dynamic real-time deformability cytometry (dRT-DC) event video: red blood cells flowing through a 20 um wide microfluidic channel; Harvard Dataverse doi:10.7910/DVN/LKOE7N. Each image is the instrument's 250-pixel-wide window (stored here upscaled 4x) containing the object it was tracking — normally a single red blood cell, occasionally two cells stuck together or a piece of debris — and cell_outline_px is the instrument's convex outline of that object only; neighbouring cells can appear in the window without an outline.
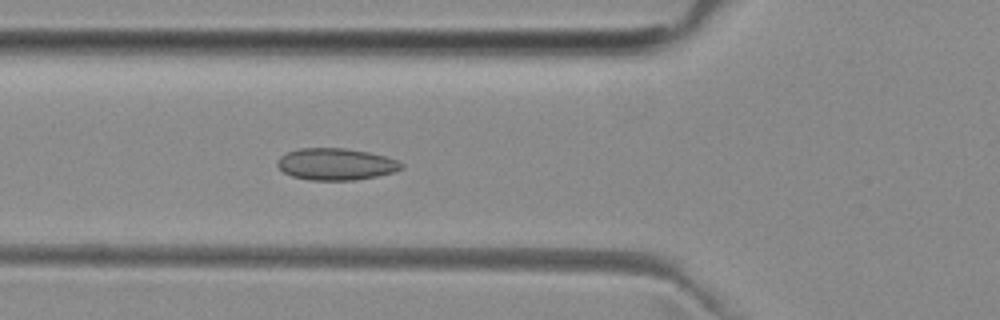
{"species": "common noctule bat (a hibernating species)", "species_latin": "Nyctalus noctula", "temperature_condition": "room temperature", "stored_images_in_passage": 52, "camera_frame_rate_fps": 3000, "um_per_image_px": 0.085, "animal": {"sex": "female", "body_mass_g": 29.2, "forearm_length_mm": 56.3}, "frame": {"image": 1, "passage_image": 18, "time_ms": 5.667, "image_size_px": [1000, 320], "cell_outline_px": [[404, 168], [392, 172], [376, 176], [356, 180], [308, 180], [292, 176], [284, 172], [276, 164], [276, 160], [280, 156], [296, 148], [344, 148], [368, 152], [384, 156], [396, 160], [404, 164]], "centroid_in_image_um": [28.52, 13.95], "position_along_channel_um": 97.3, "area_um2": 23.0}}
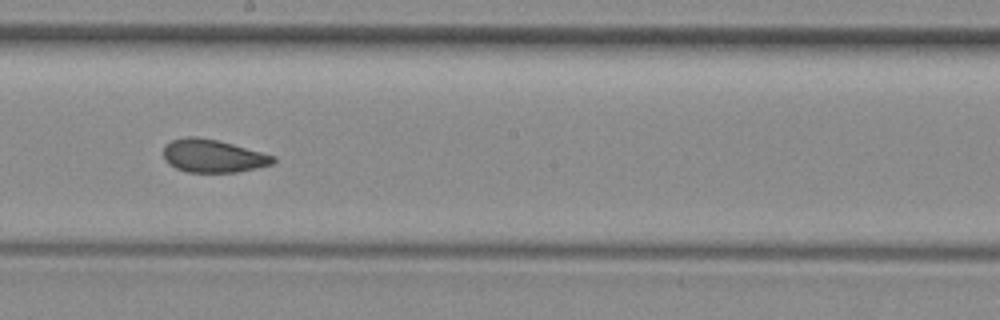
{"frame": {"image": 2, "passage_image": 28, "time_ms": 9.0, "image_size_px": [1000, 320], "cell_outline_px": [[276, 160], [272, 164], [256, 168], [236, 172], [188, 172], [176, 168], [168, 164], [164, 160], [164, 144], [172, 140], [188, 136], [196, 136], [216, 140], [232, 144], [276, 156]], "centroid_in_image_um": [18.08, 13.25], "position_along_channel_um": 230.1, "area_um2": 21.04}}
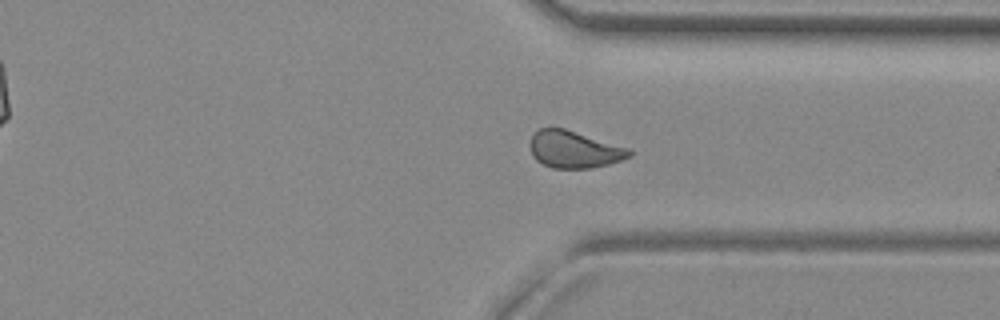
{"frame": {"image": 3, "passage_image": 38, "time_ms": 12.333, "image_size_px": [1000, 320], "cell_outline_px": [[632, 156], [608, 164], [592, 168], [552, 168], [536, 160], [532, 156], [528, 144], [532, 132], [540, 128], [564, 128], [632, 148]], "centroid_in_image_um": [48.79, 12.69], "position_along_channel_um": 362.6, "area_um2": 21.85}, "authors_computed_cell_mechanics": {"area_um2": 21.7906, "velocity_mm_per_s": 3.9855, "shape_relaxation_time_tau1_ms": null, "shape_relaxation_time_tau2_ms": 0.9981, "deformation_change_tau1": null, "deformation_change_tau2": 0.073}}